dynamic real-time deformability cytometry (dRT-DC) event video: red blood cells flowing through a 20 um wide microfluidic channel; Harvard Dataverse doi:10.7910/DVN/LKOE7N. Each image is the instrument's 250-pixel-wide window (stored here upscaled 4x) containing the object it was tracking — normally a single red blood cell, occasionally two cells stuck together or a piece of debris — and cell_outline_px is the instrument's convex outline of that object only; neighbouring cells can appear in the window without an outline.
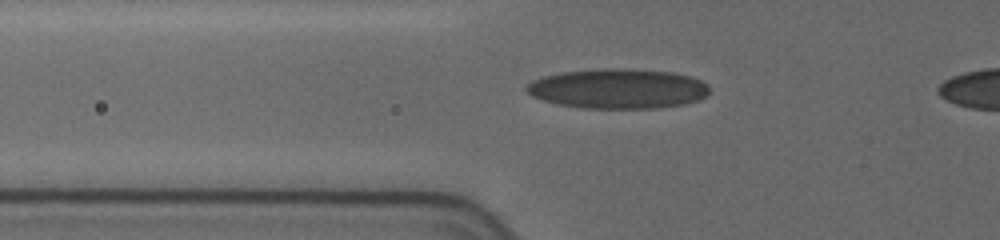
{"species": "human", "species_latin": "Homo sapiens", "temperature_condition": "cold", "stored_images_in_passage": 15, "camera_frame_rate_fps": 3000, "um_per_image_px": 0.085, "donor": {"sex": "female"}, "frame": {"image": 1, "passage_image": 7, "time_ms": 3.667, "image_size_px": [1000, 240], "cell_outline_px": [[708, 92], [704, 96], [696, 100], [684, 104], [656, 108], [580, 108], [560, 104], [544, 100], [532, 96], [524, 88], [532, 80], [544, 76], [560, 72], [604, 68], [624, 68], [672, 72], [692, 76], [708, 84]], "centroid_in_image_um": [52.52, 7.53], "position_along_channel_um": 73.3, "area_um2": 42.43}}
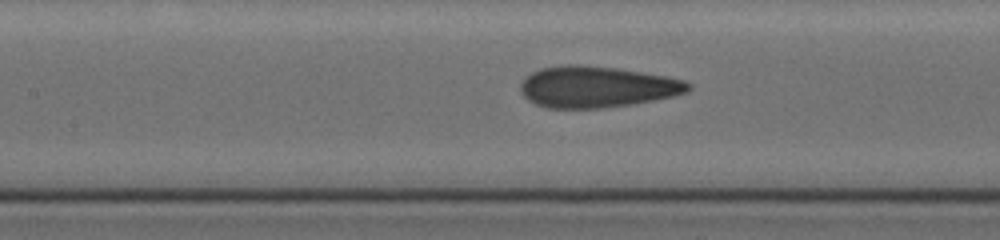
{"frame": {"image": 2, "passage_image": 12, "time_ms": 6.0, "image_size_px": [1000, 240], "cell_outline_px": [[692, 88], [688, 92], [672, 96], [652, 100], [628, 104], [600, 108], [548, 108], [536, 104], [528, 100], [520, 92], [520, 84], [524, 76], [540, 68], [564, 64], [580, 64], [616, 68], [664, 76], [684, 80], [692, 84]], "centroid_in_image_um": [50.68, 7.37], "position_along_channel_um": 156.7, "area_um2": 40.34}}
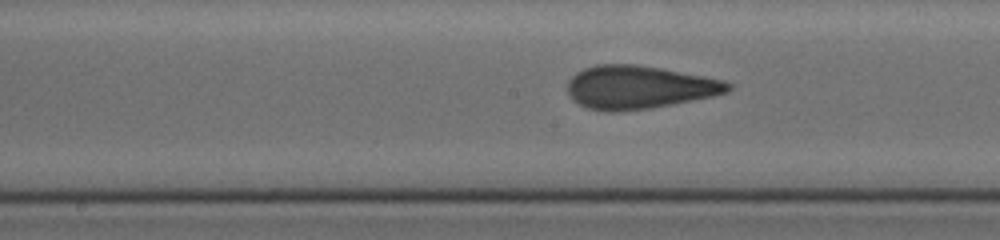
{"frame": {"image": 3, "passage_image": 14, "time_ms": 7.0, "image_size_px": [1000, 240], "cell_outline_px": [[732, 88], [728, 92], [712, 96], [652, 108], [616, 112], [608, 112], [588, 108], [572, 100], [568, 92], [568, 80], [576, 72], [584, 68], [596, 64], [636, 64], [660, 68], [704, 76], [724, 80], [732, 84]], "centroid_in_image_um": [54.3, 7.41], "position_along_channel_um": 193.9, "area_um2": 40.46}}